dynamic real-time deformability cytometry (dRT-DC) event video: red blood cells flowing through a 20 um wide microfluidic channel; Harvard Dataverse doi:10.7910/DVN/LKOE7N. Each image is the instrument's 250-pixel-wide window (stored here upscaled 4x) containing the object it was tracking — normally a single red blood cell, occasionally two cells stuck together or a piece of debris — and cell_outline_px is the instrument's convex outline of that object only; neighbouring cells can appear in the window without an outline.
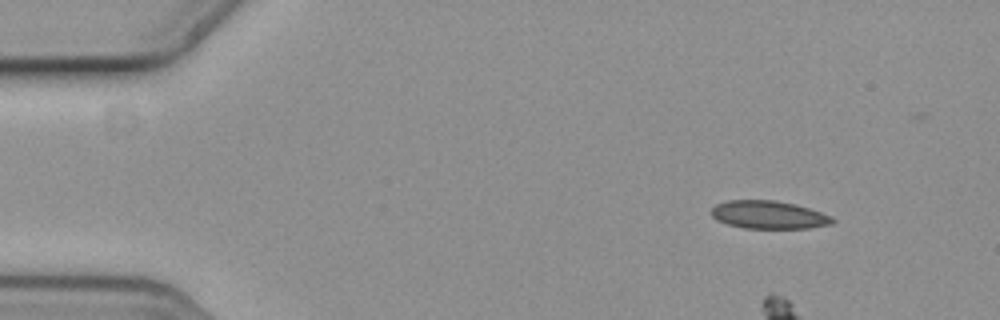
{"species": "common noctule bat (a hibernating species)", "species_latin": "Nyctalus noctula", "temperature_condition": "cold", "stored_images_in_passage": 14, "camera_frame_rate_fps": 3000, "um_per_image_px": 0.085, "animal": {"sex": "female", "body_mass_g": 19.3, "forearm_length_mm": 54.1}, "frame": {"image": 1, "passage_image": 1, "time_ms": 0.0, "image_size_px": [1000, 320], "cell_outline_px": [[836, 220], [832, 224], [808, 228], [744, 228], [728, 224], [716, 220], [712, 216], [712, 208], [716, 204], [724, 200], [772, 200], [796, 204], [832, 216]], "centroid_in_image_um": [65.33, 18.25], "position_along_channel_um": 19.7, "area_um2": 19.77}}